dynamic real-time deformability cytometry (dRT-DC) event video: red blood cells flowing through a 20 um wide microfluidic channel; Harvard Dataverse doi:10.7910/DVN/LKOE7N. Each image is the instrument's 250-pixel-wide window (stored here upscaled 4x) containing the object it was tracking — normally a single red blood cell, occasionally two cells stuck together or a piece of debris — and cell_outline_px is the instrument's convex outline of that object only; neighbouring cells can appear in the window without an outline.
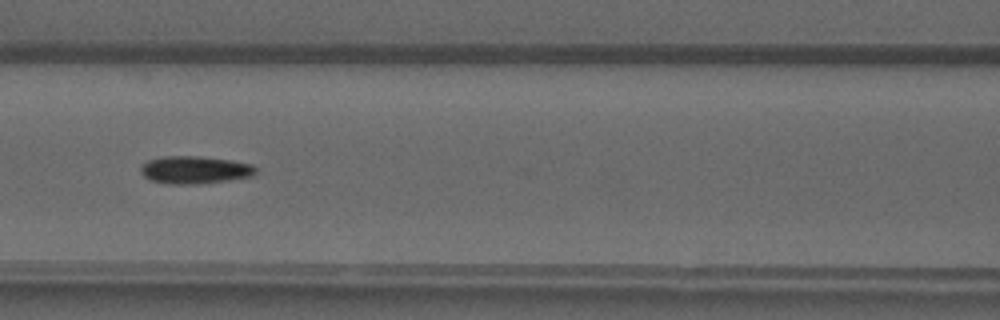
{"species": "common noctule bat (a hibernating species)", "species_latin": "Nyctalus noctula", "temperature_condition": "warm", "stored_images_in_passage": 49, "camera_frame_rate_fps": 3000, "um_per_image_px": 0.085, "animal": {"sex": "male", "forearm_length_mm": 52.5}, "frame": {"image": 1, "passage_image": 21, "time_ms": 6.667, "image_size_px": [1000, 320], "cell_outline_px": [[256, 172], [252, 176], [228, 180], [196, 184], [168, 184], [152, 180], [144, 176], [140, 172], [140, 168], [148, 160], [160, 156], [200, 156], [232, 160], [252, 164], [256, 168]], "centroid_in_image_um": [16.56, 14.43], "position_along_channel_um": 150.0, "area_um2": 18.55}}
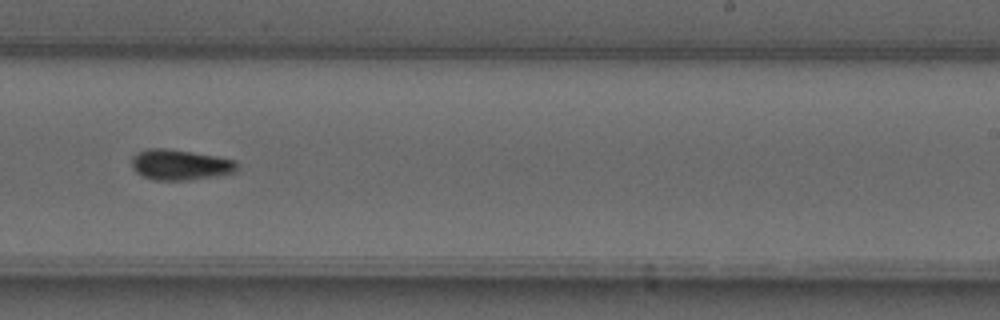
{"frame": {"image": 2, "passage_image": 30, "time_ms": 9.667, "image_size_px": [1000, 320], "cell_outline_px": [[240, 168], [236, 172], [216, 176], [188, 180], [152, 180], [136, 172], [132, 168], [132, 156], [136, 152], [148, 148], [168, 148], [216, 156], [236, 160]], "centroid_in_image_um": [15.32, 14.0], "position_along_channel_um": 273.7, "area_um2": 19.02}}
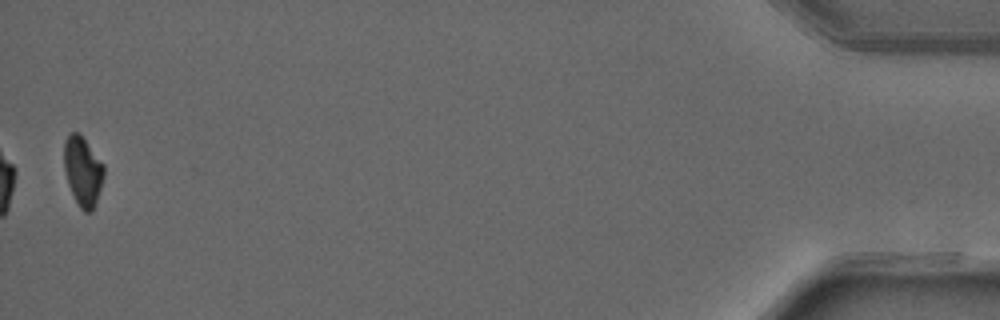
{"frame": {"image": 3, "passage_image": 48, "time_ms": 15.667, "image_size_px": [1000, 320], "cell_outline_px": [[104, 176], [92, 212], [84, 212], [80, 208], [68, 184], [64, 168], [64, 140], [72, 132], [80, 132], [104, 164]], "centroid_in_image_um": [7.04, 14.51], "position_along_channel_um": 428.2, "area_um2": 16.07}}